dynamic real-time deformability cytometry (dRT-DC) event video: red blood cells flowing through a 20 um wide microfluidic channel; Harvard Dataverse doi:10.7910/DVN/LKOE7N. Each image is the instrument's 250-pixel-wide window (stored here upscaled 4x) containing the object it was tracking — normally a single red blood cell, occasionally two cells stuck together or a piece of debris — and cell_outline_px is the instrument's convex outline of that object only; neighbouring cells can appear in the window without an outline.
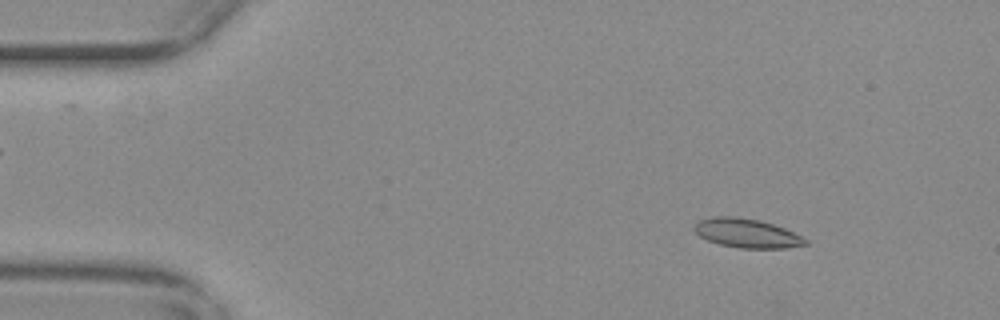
{"species": "common noctule bat (a hibernating species)", "species_latin": "Nyctalus noctula", "temperature_condition": "warm", "stored_images_in_passage": 56, "camera_frame_rate_fps": 3000, "um_per_image_px": 0.085, "animal": {"sex": "female", "body_mass_g": 29.2, "forearm_length_mm": 56.3}, "frame": {"image": 1, "passage_image": 7, "time_ms": 2.0, "image_size_px": [1000, 320], "cell_outline_px": [[808, 244], [784, 248], [740, 248], [720, 244], [708, 240], [700, 236], [692, 228], [692, 224], [700, 220], [712, 216], [736, 216], [760, 220], [784, 228], [808, 240]], "centroid_in_image_um": [63.44, 19.81], "position_along_channel_um": 21.6, "area_um2": 18.79}}
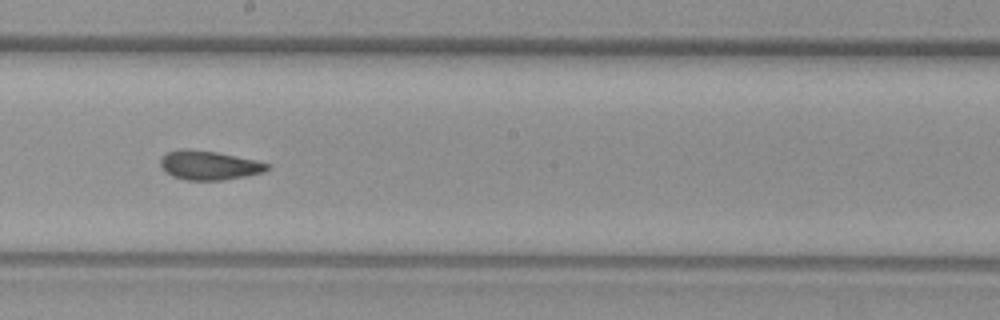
{"frame": {"image": 2, "passage_image": 31, "time_ms": 10.0, "image_size_px": [1000, 320], "cell_outline_px": [[272, 168], [264, 172], [224, 180], [184, 180], [172, 176], [164, 172], [160, 164], [160, 160], [168, 152], [180, 148], [188, 148], [216, 152], [256, 160], [272, 164]], "centroid_in_image_um": [17.78, 14.05], "position_along_channel_um": 230.4, "area_um2": 18.32}}
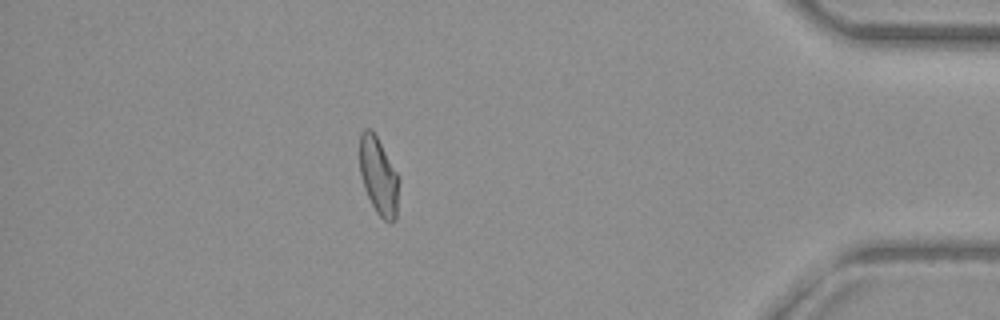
{"frame": {"image": 3, "passage_image": 49, "time_ms": 16.0, "image_size_px": [1000, 320], "cell_outline_px": [[400, 180], [396, 220], [384, 220], [376, 212], [364, 188], [360, 176], [360, 132], [364, 128], [372, 128], [400, 176]], "centroid_in_image_um": [32.2, 14.93], "position_along_channel_um": 403.0, "area_um2": 18.03}, "authors_computed_cell_mechanics": {"area_um2": 18.5538, "velocity_mm_per_s": 3.6667, "shape_relaxation_time_tau1_ms": null, "shape_relaxation_time_tau2_ms": 2.3172, "deformation_change_tau1": null, "deformation_change_tau2": 0.0806}}